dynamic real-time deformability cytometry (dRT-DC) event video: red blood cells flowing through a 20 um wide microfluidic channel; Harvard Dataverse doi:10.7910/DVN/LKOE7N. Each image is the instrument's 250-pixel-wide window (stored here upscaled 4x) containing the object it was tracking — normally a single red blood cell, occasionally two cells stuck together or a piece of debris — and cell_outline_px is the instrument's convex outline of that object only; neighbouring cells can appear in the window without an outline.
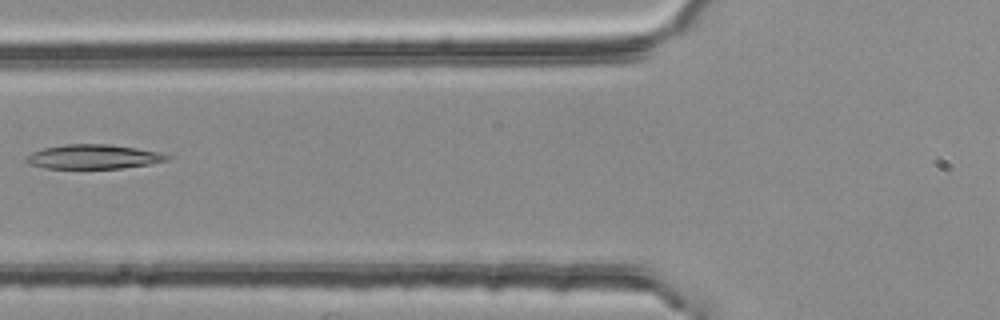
{"species": "common noctule bat (a hibernating species)", "species_latin": "Nyctalus noctula", "temperature_condition": "room temperature", "stored_images_in_passage": 3, "camera_frame_rate_fps": 3000, "um_per_image_px": 0.085, "animal": {"sex": "female", "body_mass_g": 25.1}, "frame": {"image": 1, "passage_image": 2, "time_ms": 0.333, "image_size_px": [1000, 320], "cell_outline_px": [[172, 156], [168, 160], [148, 164], [120, 168], [44, 168], [28, 164], [24, 160], [24, 156], [32, 152], [44, 148], [64, 144], [112, 144], [160, 152]], "centroid_in_image_um": [7.91, 13.31], "position_along_channel_um": 117.9, "area_um2": 20.06}}
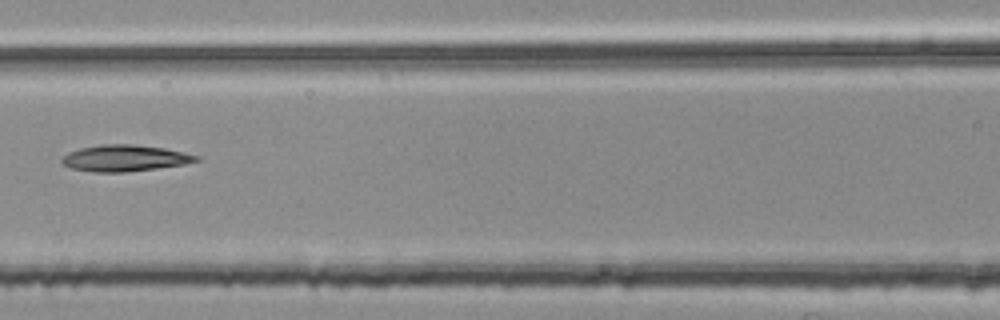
{"frame": {"image": 2, "passage_image": 3, "time_ms": 0.667, "image_size_px": [1000, 320], "cell_outline_px": [[200, 160], [184, 164], [156, 168], [124, 172], [92, 172], [72, 168], [64, 164], [60, 160], [68, 152], [80, 148], [100, 144], [132, 144], [164, 148], [184, 152], [200, 156]], "centroid_in_image_um": [10.6, 13.43], "position_along_channel_um": 156.0, "area_um2": 20.58}}